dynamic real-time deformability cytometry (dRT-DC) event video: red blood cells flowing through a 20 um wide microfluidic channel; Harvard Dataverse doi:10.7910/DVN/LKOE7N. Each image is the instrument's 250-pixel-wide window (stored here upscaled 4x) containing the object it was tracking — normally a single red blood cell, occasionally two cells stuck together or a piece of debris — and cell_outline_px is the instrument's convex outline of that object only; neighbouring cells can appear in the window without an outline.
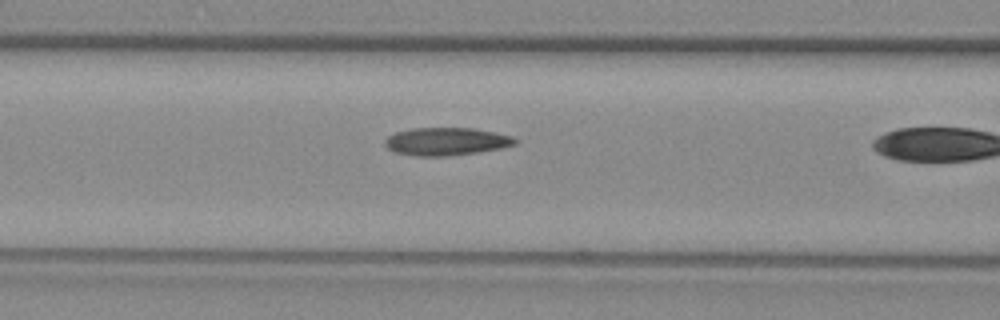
{"species": "common noctule bat (a hibernating species)", "species_latin": "Nyctalus noctula", "temperature_condition": "warm", "stored_images_in_passage": 25, "camera_frame_rate_fps": 3000, "um_per_image_px": 0.085, "animal": {"sex": "female", "body_mass_g": 29.2, "forearm_length_mm": 56.3}, "frame": {"image": 1, "passage_image": 18, "time_ms": 5.667, "image_size_px": [1000, 320], "cell_outline_px": [[516, 144], [500, 148], [476, 152], [448, 156], [416, 156], [396, 152], [388, 148], [384, 144], [384, 140], [388, 136], [396, 132], [412, 128], [472, 128], [512, 136], [516, 140]], "centroid_in_image_um": [37.89, 12.02], "position_along_channel_um": 128.7, "area_um2": 20.87}}
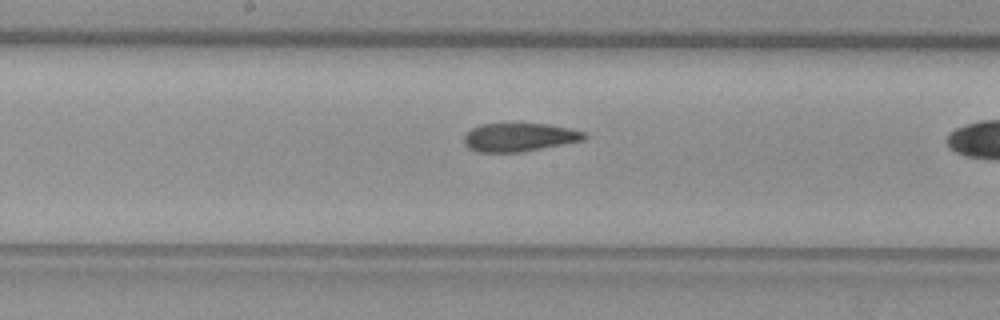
{"frame": {"image": 2, "passage_image": 24, "time_ms": 7.667, "image_size_px": [1000, 320], "cell_outline_px": [[588, 136], [584, 140], [520, 152], [476, 152], [468, 148], [464, 144], [464, 136], [472, 128], [480, 124], [548, 124], [568, 128], [584, 132]], "centroid_in_image_um": [44.11, 11.67], "position_along_channel_um": 204.1, "area_um2": 19.77}}